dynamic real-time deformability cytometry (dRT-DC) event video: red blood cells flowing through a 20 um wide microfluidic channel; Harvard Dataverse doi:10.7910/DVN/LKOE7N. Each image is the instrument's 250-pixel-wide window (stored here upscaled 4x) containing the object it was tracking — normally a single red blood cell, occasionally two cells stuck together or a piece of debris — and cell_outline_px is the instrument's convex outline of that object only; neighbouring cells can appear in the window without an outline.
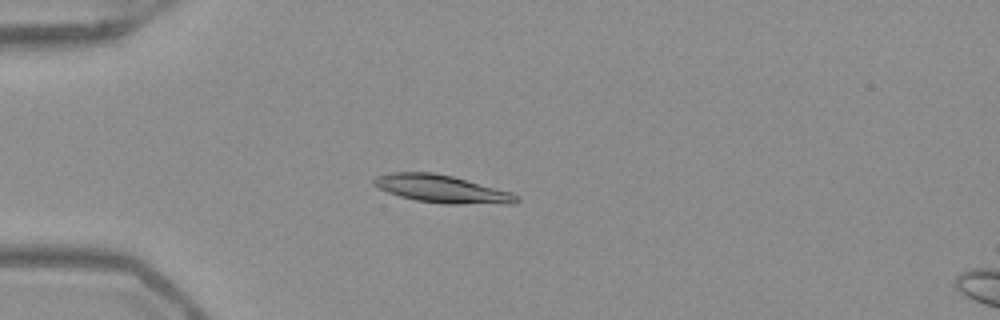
{"species": "Egyptian fruit bat (a non-hibernating species)", "species_latin": "Rousettus aegyptiacus", "temperature_condition": "warm", "stored_images_in_passage": 42, "camera_frame_rate_fps": 3000, "um_per_image_px": 0.085, "frame": {"image": 1, "passage_image": 5, "time_ms": 1.333, "image_size_px": [1000, 320], "cell_outline_px": [[520, 200], [516, 204], [444, 204], [416, 200], [400, 196], [388, 192], [372, 184], [372, 180], [376, 176], [392, 172], [432, 172], [452, 176], [512, 192]], "centroid_in_image_um": [37.57, 16.06], "position_along_channel_um": 47.4, "area_um2": 23.06}}
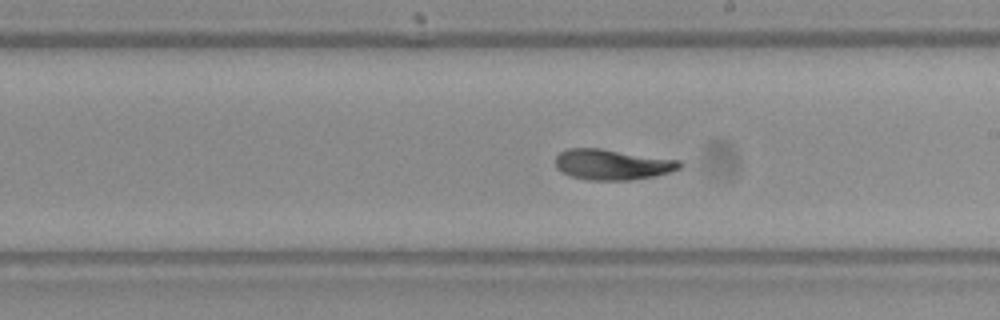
{"frame": {"image": 2, "passage_image": 21, "time_ms": 6.667, "image_size_px": [1000, 320], "cell_outline_px": [[684, 164], [680, 168], [668, 172], [652, 176], [628, 180], [588, 180], [572, 176], [560, 172], [556, 168], [556, 156], [560, 152], [568, 148], [600, 148], [680, 160]], "centroid_in_image_um": [52.02, 13.97], "position_along_channel_um": 237.0, "area_um2": 22.08}}
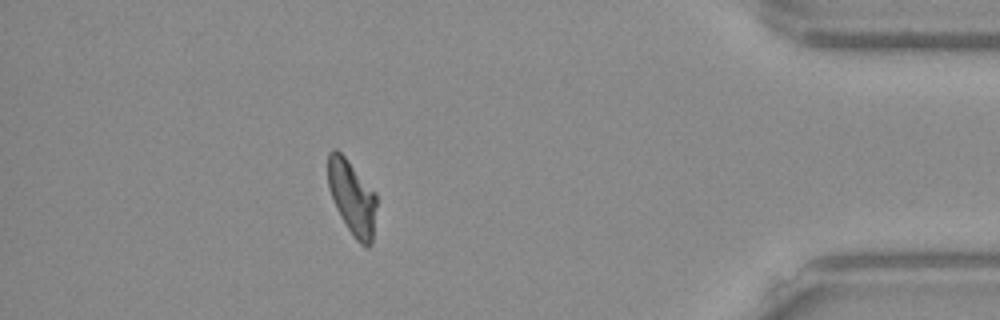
{"frame": {"image": 3, "passage_image": 37, "time_ms": 12.0, "image_size_px": [1000, 320], "cell_outline_px": [[376, 204], [372, 244], [368, 248], [364, 248], [356, 240], [340, 216], [336, 208], [328, 188], [328, 152], [332, 148], [336, 148], [344, 156], [376, 192]], "centroid_in_image_um": [29.93, 16.8], "position_along_channel_um": 405.3, "area_um2": 21.15}, "authors_computed_cell_mechanics": {"area_um2": 21.9929, "velocity_mm_per_s": 3.9457, "shape_relaxation_time_tau1_ms": 3.2187, "shape_relaxation_time_tau2_ms": 2.0182, "deformation_change_tau1": 0.1657, "deformation_change_tau2": 0.0737}}